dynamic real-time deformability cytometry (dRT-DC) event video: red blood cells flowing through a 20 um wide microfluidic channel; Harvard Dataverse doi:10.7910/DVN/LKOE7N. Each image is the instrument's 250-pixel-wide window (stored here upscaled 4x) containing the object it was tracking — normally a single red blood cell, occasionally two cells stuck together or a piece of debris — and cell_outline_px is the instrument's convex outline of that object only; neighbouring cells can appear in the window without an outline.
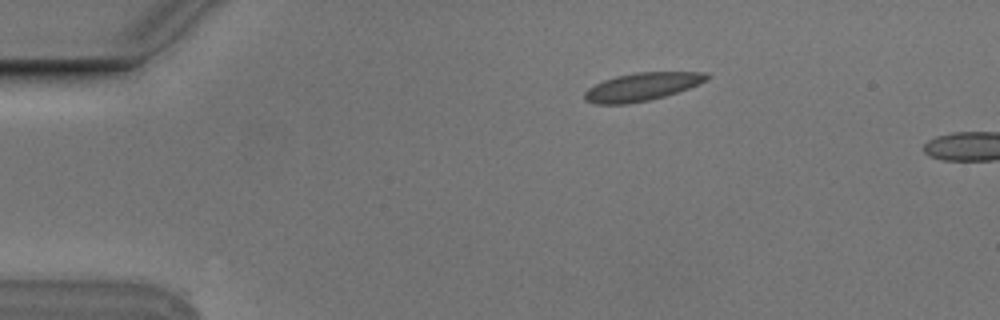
{"species": "Egyptian fruit bat (a non-hibernating species)", "species_latin": "Rousettus aegyptiacus", "temperature_condition": "cold", "stored_images_in_passage": 39, "camera_frame_rate_fps": 3000, "um_per_image_px": 0.085, "animal": {"sex": "male"}, "frame": {"image": 1, "passage_image": 1, "time_ms": 0.0, "image_size_px": [1000, 320], "cell_outline_px": [[712, 76], [688, 88], [664, 96], [648, 100], [628, 104], [596, 104], [584, 100], [584, 92], [588, 88], [604, 80], [616, 76], [636, 72], [708, 72]], "centroid_in_image_um": [54.53, 7.37], "position_along_channel_um": 30.5, "area_um2": 19.77}}
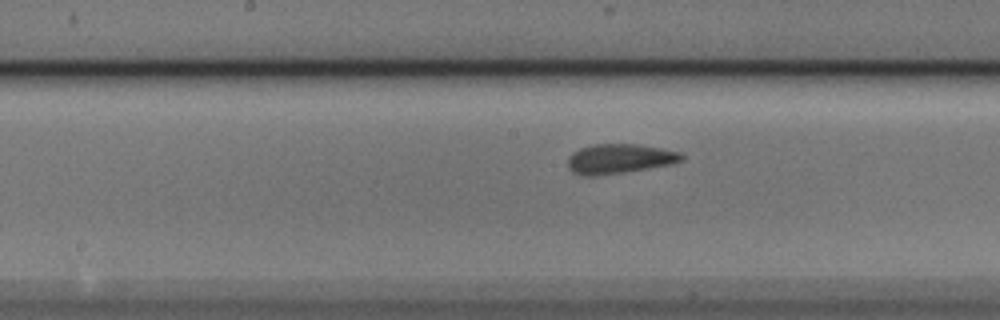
{"frame": {"image": 2, "passage_image": 19, "time_ms": 6.0, "image_size_px": [1000, 320], "cell_outline_px": [[684, 160], [672, 164], [596, 176], [588, 176], [572, 172], [568, 168], [568, 156], [572, 152], [580, 148], [592, 144], [636, 144], [660, 148], [680, 152], [684, 156]], "centroid_in_image_um": [52.63, 13.49], "position_along_channel_um": 195.6, "area_um2": 19.59}}
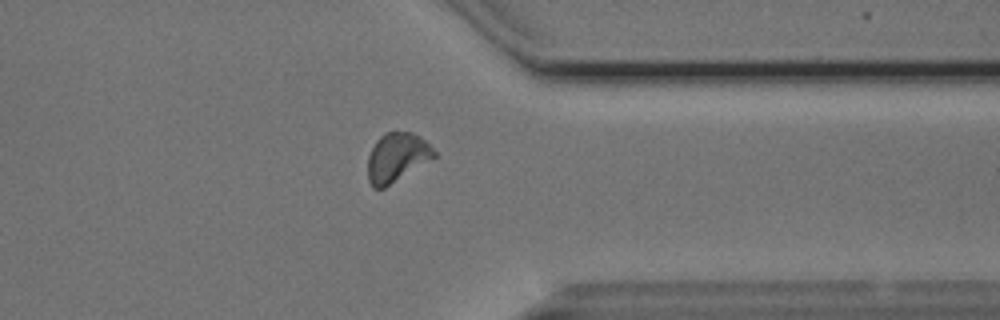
{"frame": {"image": 3, "passage_image": 34, "time_ms": 11.0, "image_size_px": [1000, 320], "cell_outline_px": [[436, 156], [384, 188], [372, 188], [368, 180], [368, 156], [376, 140], [384, 132], [412, 132], [424, 140], [436, 152]], "centroid_in_image_um": [33.7, 13.37], "position_along_channel_um": 377.7, "area_um2": 18.67}}